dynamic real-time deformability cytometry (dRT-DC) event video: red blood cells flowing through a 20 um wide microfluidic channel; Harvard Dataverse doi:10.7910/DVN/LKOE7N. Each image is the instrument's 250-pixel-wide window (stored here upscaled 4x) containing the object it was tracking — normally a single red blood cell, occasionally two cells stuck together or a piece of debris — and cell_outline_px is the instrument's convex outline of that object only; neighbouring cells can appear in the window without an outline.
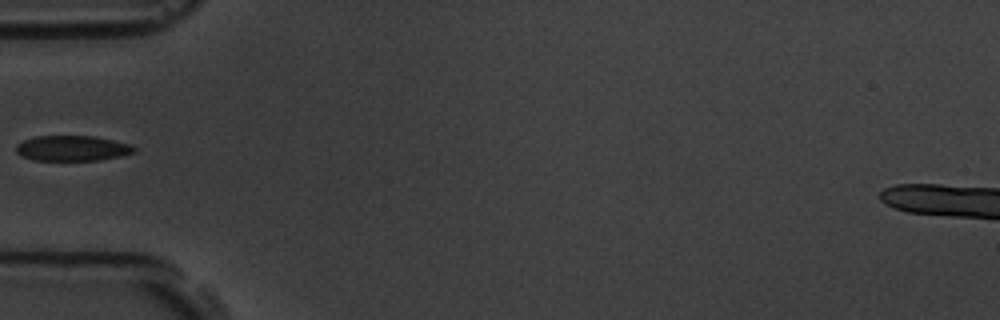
{"species": "common noctule bat (a hibernating species)", "species_latin": "Nyctalus noctula", "temperature_condition": "room temperature", "stored_images_in_passage": 6, "camera_frame_rate_fps": 3000, "um_per_image_px": 0.085, "animal": {"sex": "male", "body_mass_g": 19.5, "forearm_length_mm": 54.6}, "frame": {"image": 1, "passage_image": 5, "time_ms": 5.333, "image_size_px": [1000, 320], "cell_outline_px": [[136, 152], [120, 156], [100, 160], [32, 160], [20, 156], [16, 152], [16, 144], [24, 140], [36, 136], [96, 136], [132, 144], [136, 148]], "centroid_in_image_um": [6.16, 12.6], "position_along_channel_um": 78.8, "area_um2": 17.63}}
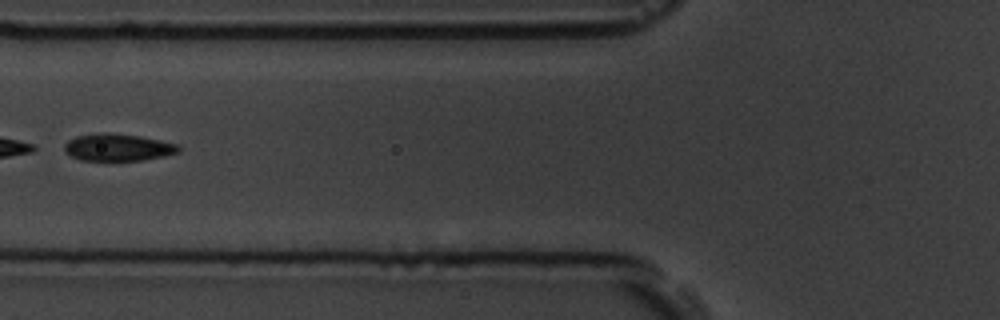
{"frame": {"image": 2, "passage_image": 6, "time_ms": 6.333, "image_size_px": [1000, 320], "cell_outline_px": [[180, 152], [164, 156], [144, 160], [80, 160], [64, 152], [64, 144], [68, 140], [76, 136], [108, 132], [140, 136], [180, 144]], "centroid_in_image_um": [10.04, 12.52], "position_along_channel_um": 115.8, "area_um2": 18.15}}